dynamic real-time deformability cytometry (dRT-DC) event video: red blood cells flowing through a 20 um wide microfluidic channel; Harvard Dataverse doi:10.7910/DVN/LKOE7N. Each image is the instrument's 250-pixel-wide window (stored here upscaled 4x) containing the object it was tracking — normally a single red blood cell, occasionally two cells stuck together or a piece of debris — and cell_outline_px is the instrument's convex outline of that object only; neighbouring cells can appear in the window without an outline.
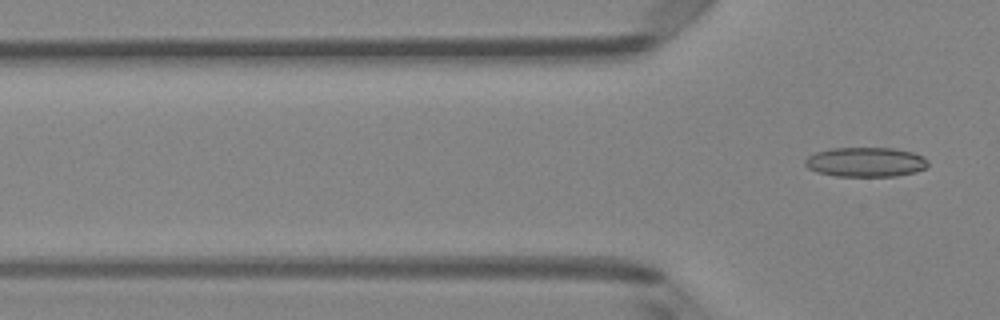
{"species": "Egyptian fruit bat (a non-hibernating species)", "species_latin": "Rousettus aegyptiacus", "temperature_condition": "room temperature", "stored_images_in_passage": 4, "camera_frame_rate_fps": 3000, "um_per_image_px": 0.085, "animal": {"sex": "female"}, "frame": {"image": 1, "passage_image": 4, "time_ms": 1.0, "image_size_px": [1000, 320], "cell_outline_px": [[928, 168], [916, 172], [896, 176], [836, 176], [816, 172], [808, 168], [804, 164], [804, 160], [808, 156], [816, 152], [832, 148], [896, 148], [912, 152], [924, 156], [928, 160]], "centroid_in_image_um": [73.61, 13.77], "position_along_channel_um": 52.2, "area_um2": 21.44}}